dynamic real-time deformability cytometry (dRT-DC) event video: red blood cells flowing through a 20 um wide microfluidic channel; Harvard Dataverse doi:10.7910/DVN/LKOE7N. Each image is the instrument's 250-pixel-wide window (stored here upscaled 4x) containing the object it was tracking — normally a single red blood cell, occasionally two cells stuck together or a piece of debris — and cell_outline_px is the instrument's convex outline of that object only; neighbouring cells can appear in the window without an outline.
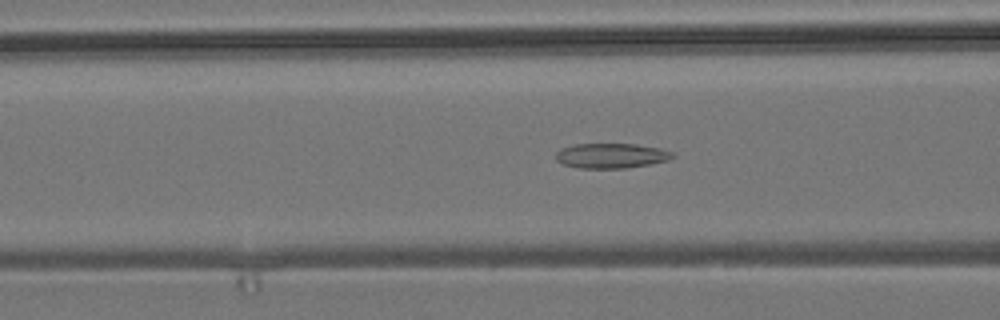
{"species": "common noctule bat (a hibernating species)", "species_latin": "Nyctalus noctula", "temperature_condition": "room temperature", "stored_images_in_passage": 39, "camera_frame_rate_fps": 3000, "um_per_image_px": 0.085, "animal": {"sex": "male", "body_mass_g": 19.2, "forearm_length_mm": 51.8}, "frame": {"image": 1, "passage_image": 5, "time_ms": 1.333, "image_size_px": [1000, 320], "cell_outline_px": [[676, 156], [668, 160], [628, 168], [580, 168], [564, 164], [556, 160], [556, 152], [560, 148], [576, 144], [636, 144], [660, 148], [676, 152]], "centroid_in_image_um": [51.99, 13.23], "position_along_channel_um": 114.6, "area_um2": 17.05}}
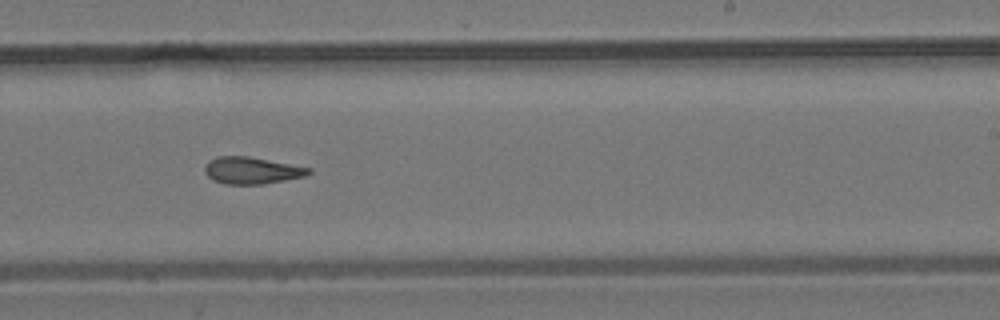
{"frame": {"image": 2, "passage_image": 17, "time_ms": 5.333, "image_size_px": [1000, 320], "cell_outline_px": [[312, 172], [304, 176], [264, 184], [224, 184], [212, 180], [204, 172], [204, 168], [208, 160], [220, 156], [248, 156], [312, 168]], "centroid_in_image_um": [21.37, 14.49], "position_along_channel_um": 267.6, "area_um2": 16.3}}
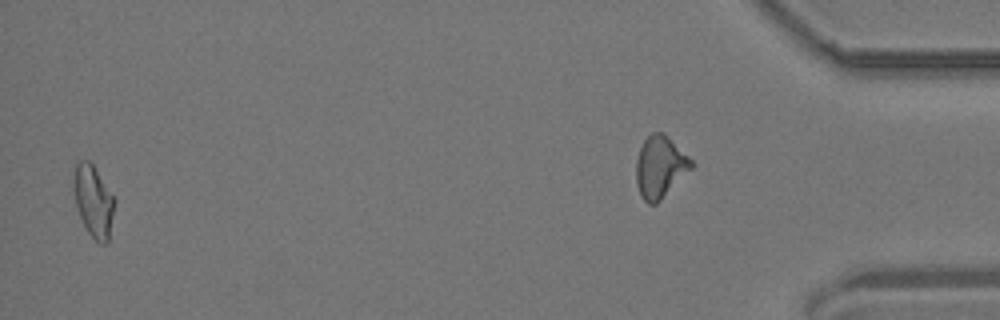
{"frame": {"image": 3, "passage_image": 37, "time_ms": 12.0, "image_size_px": [1000, 320], "cell_outline_px": [[116, 200], [108, 240], [104, 244], [100, 244], [88, 232], [80, 216], [76, 204], [72, 188], [72, 180], [76, 164], [80, 160], [88, 160], [92, 164]], "centroid_in_image_um": [7.93, 17.07], "position_along_channel_um": 427.3, "area_um2": 16.94}, "authors_computed_cell_mechanics": {"area_um2": 16.762, "velocity_mm_per_s": 3.8289, "shape_relaxation_time_tau1_ms": null, "shape_relaxation_time_tau2_ms": 3.6593, "deformation_change_tau1": null, "deformation_change_tau2": 0.1194}}